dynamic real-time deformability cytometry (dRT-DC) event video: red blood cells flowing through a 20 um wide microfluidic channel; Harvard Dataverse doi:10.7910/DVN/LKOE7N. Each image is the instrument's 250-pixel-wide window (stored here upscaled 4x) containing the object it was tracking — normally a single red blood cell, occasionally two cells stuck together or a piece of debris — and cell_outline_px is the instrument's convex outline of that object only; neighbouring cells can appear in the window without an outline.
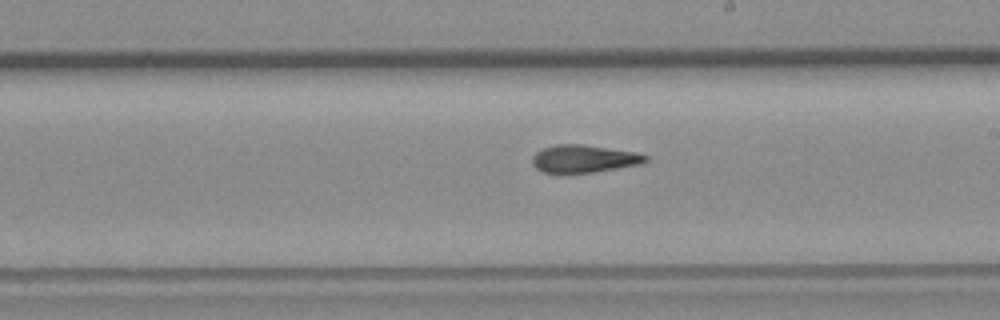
{"species": "common noctule bat (a hibernating species)", "species_latin": "Nyctalus noctula", "temperature_condition": "room temperature", "stored_images_in_passage": 49, "camera_frame_rate_fps": 3000, "um_per_image_px": 0.085, "animal": {"sex": "female", "body_mass_g": 19.3, "forearm_length_mm": 54.1}, "frame": {"image": 1, "passage_image": 31, "time_ms": 10.0, "image_size_px": [1000, 320], "cell_outline_px": [[648, 160], [640, 164], [568, 176], [556, 176], [544, 172], [536, 168], [532, 164], [532, 156], [536, 152], [544, 148], [556, 144], [584, 144], [636, 152], [648, 156]], "centroid_in_image_um": [49.56, 13.53], "position_along_channel_um": 239.4, "area_um2": 18.9}}
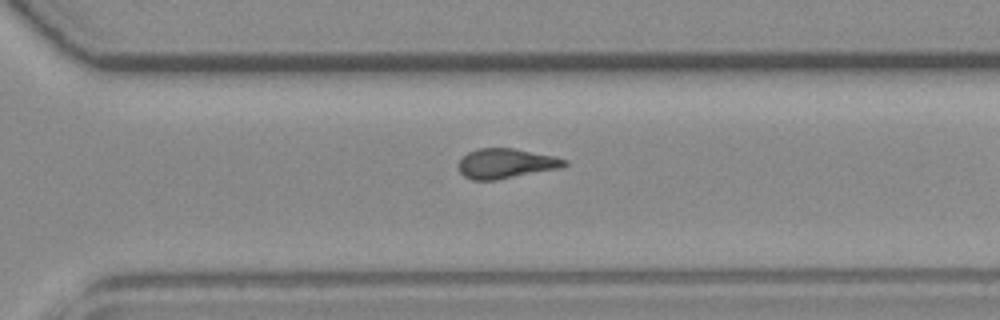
{"frame": {"image": 2, "passage_image": 38, "time_ms": 12.333, "image_size_px": [1000, 320], "cell_outline_px": [[568, 164], [560, 168], [496, 180], [472, 180], [464, 176], [460, 172], [460, 160], [468, 152], [476, 148], [512, 148], [556, 156], [568, 160]], "centroid_in_image_um": [43.03, 13.89], "position_along_channel_um": 327.6, "area_um2": 18.38}}
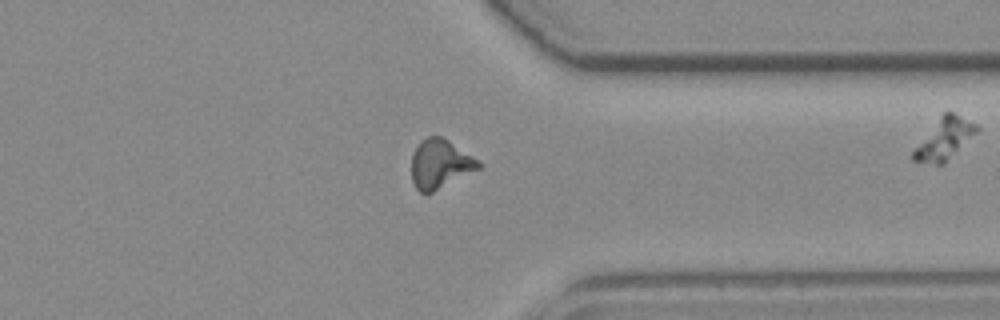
{"frame": {"image": 3, "passage_image": 42, "time_ms": 13.667, "image_size_px": [1000, 320], "cell_outline_px": [[480, 168], [424, 196], [416, 188], [412, 180], [412, 152], [420, 140], [428, 136], [440, 136], [448, 140], [480, 160]], "centroid_in_image_um": [37.38, 13.93], "position_along_channel_um": 374.0, "area_um2": 19.19}, "authors_computed_cell_mechanics": {"area_um2": 18.7272, "velocity_mm_per_s": 3.798, "shape_relaxation_time_tau1_ms": null, "shape_relaxation_time_tau2_ms": 3.3518, "deformation_change_tau1": null, "deformation_change_tau2": 0.1372}}